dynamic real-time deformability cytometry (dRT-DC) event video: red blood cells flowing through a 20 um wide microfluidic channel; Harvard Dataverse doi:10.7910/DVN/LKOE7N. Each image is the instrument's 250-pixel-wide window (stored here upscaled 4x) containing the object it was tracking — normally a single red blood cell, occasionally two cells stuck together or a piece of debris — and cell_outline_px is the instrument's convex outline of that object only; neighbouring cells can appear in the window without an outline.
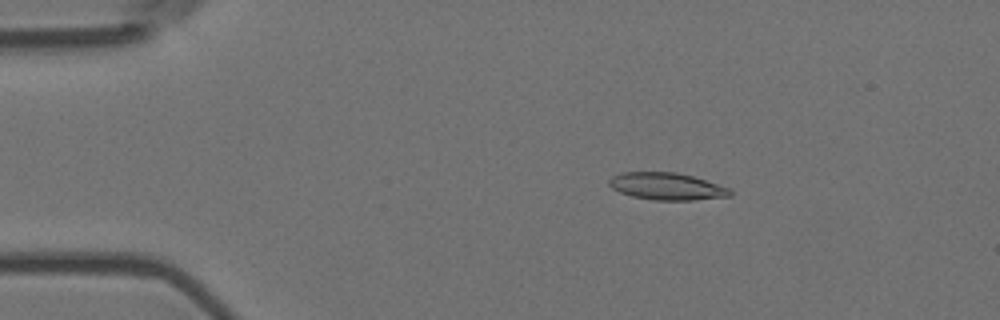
{"species": "Egyptian fruit bat (a non-hibernating species)", "species_latin": "Rousettus aegyptiacus", "temperature_condition": "room temperature", "stored_images_in_passage": 4, "camera_frame_rate_fps": 3000, "um_per_image_px": 0.085, "animal": {"sex": "female"}, "frame": {"image": 1, "passage_image": 2, "time_ms": 0.333, "image_size_px": [1000, 320], "cell_outline_px": [[732, 196], [692, 200], [652, 200], [632, 196], [620, 192], [612, 188], [608, 184], [608, 180], [612, 176], [624, 172], [676, 172], [692, 176], [732, 188]], "centroid_in_image_um": [56.7, 15.84], "position_along_channel_um": 28.3, "area_um2": 19.25}}
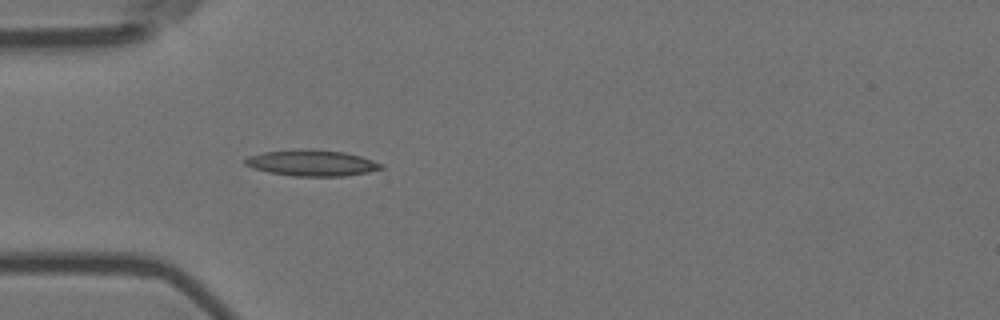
{"frame": {"image": 2, "passage_image": 4, "time_ms": 1.0, "image_size_px": [1000, 320], "cell_outline_px": [[384, 168], [368, 172], [344, 176], [292, 176], [268, 172], [252, 168], [244, 164], [244, 160], [248, 156], [264, 152], [300, 148], [312, 148], [344, 152], [360, 156], [384, 164]], "centroid_in_image_um": [26.49, 13.84], "position_along_channel_um": 58.5, "area_um2": 20.92}}